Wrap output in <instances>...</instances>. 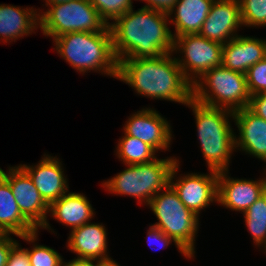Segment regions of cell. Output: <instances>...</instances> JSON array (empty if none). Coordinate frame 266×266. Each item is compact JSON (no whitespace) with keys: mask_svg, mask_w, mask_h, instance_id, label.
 Here are the masks:
<instances>
[{"mask_svg":"<svg viewBox=\"0 0 266 266\" xmlns=\"http://www.w3.org/2000/svg\"><path fill=\"white\" fill-rule=\"evenodd\" d=\"M165 12L133 8L110 23L113 49L118 61L134 58H157L173 53V36Z\"/></svg>","mask_w":266,"mask_h":266,"instance_id":"cell-1","label":"cell"},{"mask_svg":"<svg viewBox=\"0 0 266 266\" xmlns=\"http://www.w3.org/2000/svg\"><path fill=\"white\" fill-rule=\"evenodd\" d=\"M171 54L120 60L117 79L132 87L138 95L187 105L193 98V84Z\"/></svg>","mask_w":266,"mask_h":266,"instance_id":"cell-2","label":"cell"},{"mask_svg":"<svg viewBox=\"0 0 266 266\" xmlns=\"http://www.w3.org/2000/svg\"><path fill=\"white\" fill-rule=\"evenodd\" d=\"M52 40L57 53L77 72L99 71L117 79L119 62L114 53L110 27L96 33H66Z\"/></svg>","mask_w":266,"mask_h":266,"instance_id":"cell-3","label":"cell"},{"mask_svg":"<svg viewBox=\"0 0 266 266\" xmlns=\"http://www.w3.org/2000/svg\"><path fill=\"white\" fill-rule=\"evenodd\" d=\"M193 109L198 139L208 169L229 171L228 165L235 149V135L229 122L234 119L231 110L204 105L193 98L186 105Z\"/></svg>","mask_w":266,"mask_h":266,"instance_id":"cell-4","label":"cell"},{"mask_svg":"<svg viewBox=\"0 0 266 266\" xmlns=\"http://www.w3.org/2000/svg\"><path fill=\"white\" fill-rule=\"evenodd\" d=\"M176 158L158 159L144 164L127 165L124 171L102 183L109 192L137 198L146 205L169 185Z\"/></svg>","mask_w":266,"mask_h":266,"instance_id":"cell-5","label":"cell"},{"mask_svg":"<svg viewBox=\"0 0 266 266\" xmlns=\"http://www.w3.org/2000/svg\"><path fill=\"white\" fill-rule=\"evenodd\" d=\"M162 191L147 204L158 218V222L152 226L171 237L190 258H193L199 217L181 202L170 185Z\"/></svg>","mask_w":266,"mask_h":266,"instance_id":"cell-6","label":"cell"},{"mask_svg":"<svg viewBox=\"0 0 266 266\" xmlns=\"http://www.w3.org/2000/svg\"><path fill=\"white\" fill-rule=\"evenodd\" d=\"M250 98L246 74L223 65L210 69L193 83V99L207 106L234 112L248 108Z\"/></svg>","mask_w":266,"mask_h":266,"instance_id":"cell-7","label":"cell"},{"mask_svg":"<svg viewBox=\"0 0 266 266\" xmlns=\"http://www.w3.org/2000/svg\"><path fill=\"white\" fill-rule=\"evenodd\" d=\"M39 11V27L45 36L56 38L71 32H103L109 26L89 0H71Z\"/></svg>","mask_w":266,"mask_h":266,"instance_id":"cell-8","label":"cell"},{"mask_svg":"<svg viewBox=\"0 0 266 266\" xmlns=\"http://www.w3.org/2000/svg\"><path fill=\"white\" fill-rule=\"evenodd\" d=\"M223 45L210 41L199 34H186L174 38L173 53H182L176 58L185 77L193 84L205 72L222 65Z\"/></svg>","mask_w":266,"mask_h":266,"instance_id":"cell-9","label":"cell"},{"mask_svg":"<svg viewBox=\"0 0 266 266\" xmlns=\"http://www.w3.org/2000/svg\"><path fill=\"white\" fill-rule=\"evenodd\" d=\"M1 176L9 183L22 215L38 230L50 229L47 221L49 205L41 197L29 175L20 167H10Z\"/></svg>","mask_w":266,"mask_h":266,"instance_id":"cell-10","label":"cell"},{"mask_svg":"<svg viewBox=\"0 0 266 266\" xmlns=\"http://www.w3.org/2000/svg\"><path fill=\"white\" fill-rule=\"evenodd\" d=\"M179 166L178 160L172 168L169 185L177 193L181 202L199 217L202 209L217 202L218 172L209 170V174L190 173L180 176L175 181L173 179L177 176Z\"/></svg>","mask_w":266,"mask_h":266,"instance_id":"cell-11","label":"cell"},{"mask_svg":"<svg viewBox=\"0 0 266 266\" xmlns=\"http://www.w3.org/2000/svg\"><path fill=\"white\" fill-rule=\"evenodd\" d=\"M227 174H229L228 171L218 172L217 203L219 205L244 213L266 192V176L255 181L234 179Z\"/></svg>","mask_w":266,"mask_h":266,"instance_id":"cell-12","label":"cell"},{"mask_svg":"<svg viewBox=\"0 0 266 266\" xmlns=\"http://www.w3.org/2000/svg\"><path fill=\"white\" fill-rule=\"evenodd\" d=\"M127 135L138 138L158 150H167L172 139L170 123L153 108L135 112L123 128Z\"/></svg>","mask_w":266,"mask_h":266,"instance_id":"cell-13","label":"cell"},{"mask_svg":"<svg viewBox=\"0 0 266 266\" xmlns=\"http://www.w3.org/2000/svg\"><path fill=\"white\" fill-rule=\"evenodd\" d=\"M241 26L238 0H214L198 34L224 45L238 35L236 32Z\"/></svg>","mask_w":266,"mask_h":266,"instance_id":"cell-14","label":"cell"},{"mask_svg":"<svg viewBox=\"0 0 266 266\" xmlns=\"http://www.w3.org/2000/svg\"><path fill=\"white\" fill-rule=\"evenodd\" d=\"M32 179L44 201L50 205L69 190L62 163L57 157L44 154L35 166L19 165Z\"/></svg>","mask_w":266,"mask_h":266,"instance_id":"cell-15","label":"cell"},{"mask_svg":"<svg viewBox=\"0 0 266 266\" xmlns=\"http://www.w3.org/2000/svg\"><path fill=\"white\" fill-rule=\"evenodd\" d=\"M239 130L235 136V149L245 151L266 163V120L256 116L248 108L233 112Z\"/></svg>","mask_w":266,"mask_h":266,"instance_id":"cell-16","label":"cell"},{"mask_svg":"<svg viewBox=\"0 0 266 266\" xmlns=\"http://www.w3.org/2000/svg\"><path fill=\"white\" fill-rule=\"evenodd\" d=\"M265 57V39L237 35L222 47V65L242 74Z\"/></svg>","mask_w":266,"mask_h":266,"instance_id":"cell-17","label":"cell"},{"mask_svg":"<svg viewBox=\"0 0 266 266\" xmlns=\"http://www.w3.org/2000/svg\"><path fill=\"white\" fill-rule=\"evenodd\" d=\"M67 248L76 253L77 258L109 260L107 254V233L100 223H85L71 230L67 240Z\"/></svg>","mask_w":266,"mask_h":266,"instance_id":"cell-18","label":"cell"},{"mask_svg":"<svg viewBox=\"0 0 266 266\" xmlns=\"http://www.w3.org/2000/svg\"><path fill=\"white\" fill-rule=\"evenodd\" d=\"M0 230L35 243L38 230L22 215L9 183L0 175Z\"/></svg>","mask_w":266,"mask_h":266,"instance_id":"cell-19","label":"cell"},{"mask_svg":"<svg viewBox=\"0 0 266 266\" xmlns=\"http://www.w3.org/2000/svg\"><path fill=\"white\" fill-rule=\"evenodd\" d=\"M213 2L214 0H177L168 13L169 23L175 25L173 39L186 34H198ZM173 12L175 18L172 19Z\"/></svg>","mask_w":266,"mask_h":266,"instance_id":"cell-20","label":"cell"},{"mask_svg":"<svg viewBox=\"0 0 266 266\" xmlns=\"http://www.w3.org/2000/svg\"><path fill=\"white\" fill-rule=\"evenodd\" d=\"M39 28V13L36 9L0 4V37L4 43L23 38ZM3 38V39H2Z\"/></svg>","mask_w":266,"mask_h":266,"instance_id":"cell-21","label":"cell"},{"mask_svg":"<svg viewBox=\"0 0 266 266\" xmlns=\"http://www.w3.org/2000/svg\"><path fill=\"white\" fill-rule=\"evenodd\" d=\"M48 213L71 230L90 222L94 217V210L87 197L69 191L49 205Z\"/></svg>","mask_w":266,"mask_h":266,"instance_id":"cell-22","label":"cell"},{"mask_svg":"<svg viewBox=\"0 0 266 266\" xmlns=\"http://www.w3.org/2000/svg\"><path fill=\"white\" fill-rule=\"evenodd\" d=\"M119 139L116 155L126 165L144 164L154 161L157 152L152 146L138 138L127 135Z\"/></svg>","mask_w":266,"mask_h":266,"instance_id":"cell-23","label":"cell"},{"mask_svg":"<svg viewBox=\"0 0 266 266\" xmlns=\"http://www.w3.org/2000/svg\"><path fill=\"white\" fill-rule=\"evenodd\" d=\"M244 221L256 246L266 250V192L244 213Z\"/></svg>","mask_w":266,"mask_h":266,"instance_id":"cell-24","label":"cell"},{"mask_svg":"<svg viewBox=\"0 0 266 266\" xmlns=\"http://www.w3.org/2000/svg\"><path fill=\"white\" fill-rule=\"evenodd\" d=\"M243 26H266V0H238Z\"/></svg>","mask_w":266,"mask_h":266,"instance_id":"cell-25","label":"cell"},{"mask_svg":"<svg viewBox=\"0 0 266 266\" xmlns=\"http://www.w3.org/2000/svg\"><path fill=\"white\" fill-rule=\"evenodd\" d=\"M97 9L101 18L110 25L109 20H116L121 15L132 9V0H89Z\"/></svg>","mask_w":266,"mask_h":266,"instance_id":"cell-26","label":"cell"},{"mask_svg":"<svg viewBox=\"0 0 266 266\" xmlns=\"http://www.w3.org/2000/svg\"><path fill=\"white\" fill-rule=\"evenodd\" d=\"M29 257L30 266H62L63 258L56 250L34 244L32 249H25Z\"/></svg>","mask_w":266,"mask_h":266,"instance_id":"cell-27","label":"cell"},{"mask_svg":"<svg viewBox=\"0 0 266 266\" xmlns=\"http://www.w3.org/2000/svg\"><path fill=\"white\" fill-rule=\"evenodd\" d=\"M246 79L251 96L266 93V57L249 68Z\"/></svg>","mask_w":266,"mask_h":266,"instance_id":"cell-28","label":"cell"},{"mask_svg":"<svg viewBox=\"0 0 266 266\" xmlns=\"http://www.w3.org/2000/svg\"><path fill=\"white\" fill-rule=\"evenodd\" d=\"M147 241L149 243V245L152 246V243H160L159 247L161 248H166L171 242H174V244L176 245V247L178 248L179 252L181 254H183V256H185L186 258L191 259L176 243L175 241L169 237L168 235H166L164 232H162L159 228H156L154 226H150L149 230L147 231ZM155 241V242H153ZM160 248V249H161ZM155 249V248H154Z\"/></svg>","mask_w":266,"mask_h":266,"instance_id":"cell-29","label":"cell"},{"mask_svg":"<svg viewBox=\"0 0 266 266\" xmlns=\"http://www.w3.org/2000/svg\"><path fill=\"white\" fill-rule=\"evenodd\" d=\"M6 266H30L27 251L19 243L12 248Z\"/></svg>","mask_w":266,"mask_h":266,"instance_id":"cell-30","label":"cell"},{"mask_svg":"<svg viewBox=\"0 0 266 266\" xmlns=\"http://www.w3.org/2000/svg\"><path fill=\"white\" fill-rule=\"evenodd\" d=\"M248 109L256 116L266 120V93L252 95Z\"/></svg>","mask_w":266,"mask_h":266,"instance_id":"cell-31","label":"cell"},{"mask_svg":"<svg viewBox=\"0 0 266 266\" xmlns=\"http://www.w3.org/2000/svg\"><path fill=\"white\" fill-rule=\"evenodd\" d=\"M17 243L10 234L2 233L0 235V266H6L9 254Z\"/></svg>","mask_w":266,"mask_h":266,"instance_id":"cell-32","label":"cell"},{"mask_svg":"<svg viewBox=\"0 0 266 266\" xmlns=\"http://www.w3.org/2000/svg\"><path fill=\"white\" fill-rule=\"evenodd\" d=\"M177 0H145L147 5H144L145 8H151L157 11L169 13L171 8L175 5Z\"/></svg>","mask_w":266,"mask_h":266,"instance_id":"cell-33","label":"cell"},{"mask_svg":"<svg viewBox=\"0 0 266 266\" xmlns=\"http://www.w3.org/2000/svg\"><path fill=\"white\" fill-rule=\"evenodd\" d=\"M95 262V263H94ZM99 260L75 258L69 262L63 261L62 266H97Z\"/></svg>","mask_w":266,"mask_h":266,"instance_id":"cell-34","label":"cell"},{"mask_svg":"<svg viewBox=\"0 0 266 266\" xmlns=\"http://www.w3.org/2000/svg\"><path fill=\"white\" fill-rule=\"evenodd\" d=\"M97 266H120L116 261H114L112 258L109 260H103L100 261Z\"/></svg>","mask_w":266,"mask_h":266,"instance_id":"cell-35","label":"cell"},{"mask_svg":"<svg viewBox=\"0 0 266 266\" xmlns=\"http://www.w3.org/2000/svg\"><path fill=\"white\" fill-rule=\"evenodd\" d=\"M45 5L46 6H52L54 4H60V3H65L71 0H45Z\"/></svg>","mask_w":266,"mask_h":266,"instance_id":"cell-36","label":"cell"}]
</instances>
